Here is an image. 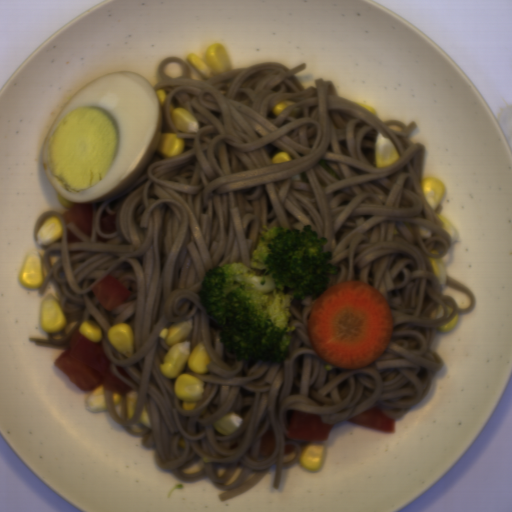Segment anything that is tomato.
<instances>
[{
	"label": "tomato",
	"instance_id": "4",
	"mask_svg": "<svg viewBox=\"0 0 512 512\" xmlns=\"http://www.w3.org/2000/svg\"><path fill=\"white\" fill-rule=\"evenodd\" d=\"M351 424L367 427L381 434H395V420L375 406L359 415L347 419Z\"/></svg>",
	"mask_w": 512,
	"mask_h": 512
},
{
	"label": "tomato",
	"instance_id": "3",
	"mask_svg": "<svg viewBox=\"0 0 512 512\" xmlns=\"http://www.w3.org/2000/svg\"><path fill=\"white\" fill-rule=\"evenodd\" d=\"M90 287L103 309L110 312L125 302L132 294L118 278L110 273Z\"/></svg>",
	"mask_w": 512,
	"mask_h": 512
},
{
	"label": "tomato",
	"instance_id": "2",
	"mask_svg": "<svg viewBox=\"0 0 512 512\" xmlns=\"http://www.w3.org/2000/svg\"><path fill=\"white\" fill-rule=\"evenodd\" d=\"M335 425L323 423L321 417L316 414L293 409L286 438L297 442H326Z\"/></svg>",
	"mask_w": 512,
	"mask_h": 512
},
{
	"label": "tomato",
	"instance_id": "5",
	"mask_svg": "<svg viewBox=\"0 0 512 512\" xmlns=\"http://www.w3.org/2000/svg\"><path fill=\"white\" fill-rule=\"evenodd\" d=\"M65 225L72 222L91 237L94 209L92 203H74L62 213Z\"/></svg>",
	"mask_w": 512,
	"mask_h": 512
},
{
	"label": "tomato",
	"instance_id": "1",
	"mask_svg": "<svg viewBox=\"0 0 512 512\" xmlns=\"http://www.w3.org/2000/svg\"><path fill=\"white\" fill-rule=\"evenodd\" d=\"M70 382L85 394L103 386L120 395L131 394L134 389L115 377L104 349L95 341L75 330L68 347L53 362Z\"/></svg>",
	"mask_w": 512,
	"mask_h": 512
}]
</instances>
